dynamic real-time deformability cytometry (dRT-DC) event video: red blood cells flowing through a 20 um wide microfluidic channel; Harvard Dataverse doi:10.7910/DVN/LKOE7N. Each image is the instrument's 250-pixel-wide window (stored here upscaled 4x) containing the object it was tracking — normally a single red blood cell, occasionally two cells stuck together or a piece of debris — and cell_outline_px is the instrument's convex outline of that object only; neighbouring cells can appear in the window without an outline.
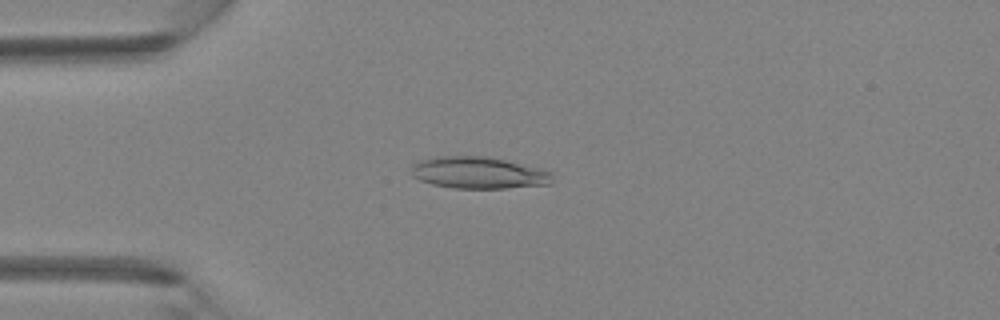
{"species": "Egyptian fruit bat (a non-hibernating species)", "species_latin": "Rousettus aegyptiacus", "temperature_condition": "room temperature", "stored_images_in_passage": 4, "camera_frame_rate_fps": 3000, "um_per_image_px": 0.085, "animal": {"sex": "female"}, "frame": {"image": 1, "passage_image": 4, "time_ms": 1.0, "image_size_px": [1000, 320], "cell_outline_px": [[552, 184], [504, 188], [452, 188], [432, 184], [420, 180], [412, 176], [412, 164], [420, 160], [436, 156], [488, 156], [544, 168], [552, 172]], "centroid_in_image_um": [40.71, 14.67], "position_along_channel_um": 44.3, "area_um2": 26.47}}